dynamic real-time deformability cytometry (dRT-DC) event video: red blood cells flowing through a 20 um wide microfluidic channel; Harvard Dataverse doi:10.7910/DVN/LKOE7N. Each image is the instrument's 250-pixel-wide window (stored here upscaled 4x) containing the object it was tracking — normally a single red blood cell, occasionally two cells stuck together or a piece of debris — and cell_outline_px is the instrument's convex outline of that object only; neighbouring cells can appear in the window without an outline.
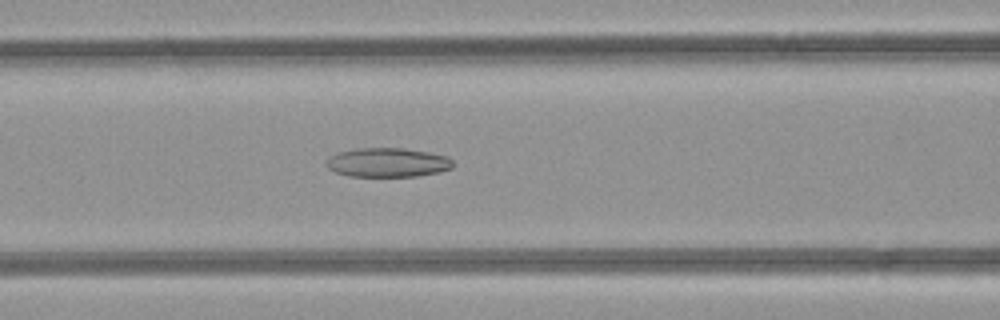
{"species": "common noctule bat (a hibernating species)", "species_latin": "Nyctalus noctula", "temperature_condition": "room temperature", "stored_images_in_passage": 50, "segment_of_instrument_passage": [1, 2], "camera_frame_rate_fps": 3000, "um_per_image_px": 0.085, "animal": {"sex": "female", "body_mass_g": 21.9}, "frame": {"image": 1, "passage_image": 21, "time_ms": 6.667, "image_size_px": [1000, 320], "cell_outline_px": [[452, 168], [440, 172], [416, 176], [348, 176], [336, 172], [328, 168], [328, 160], [332, 156], [340, 152], [356, 148], [404, 148], [428, 152], [448, 156], [452, 160]], "centroid_in_image_um": [33.0, 13.81], "position_along_channel_um": 133.6, "area_um2": 21.33}}
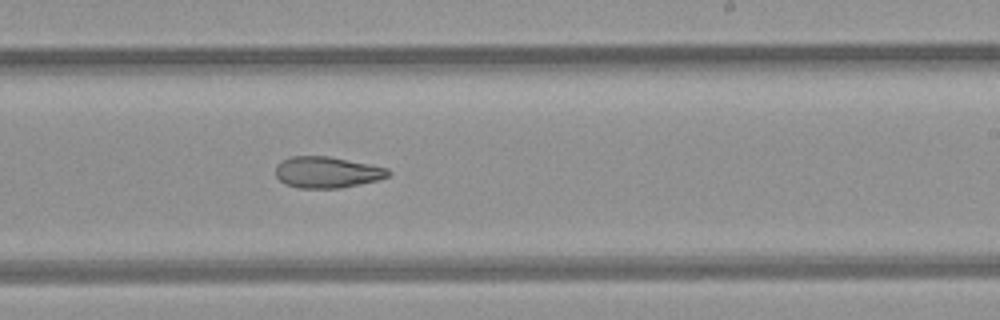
{"frame": {"image": 2, "passage_image": 30, "time_ms": 9.667, "image_size_px": [1000, 320], "cell_outline_px": [[392, 172], [388, 176], [376, 180], [340, 188], [300, 188], [284, 184], [276, 176], [276, 164], [280, 160], [292, 156], [328, 156], [388, 168]], "centroid_in_image_um": [27.75, 14.64], "position_along_channel_um": 261.2, "area_um2": 20.46}}
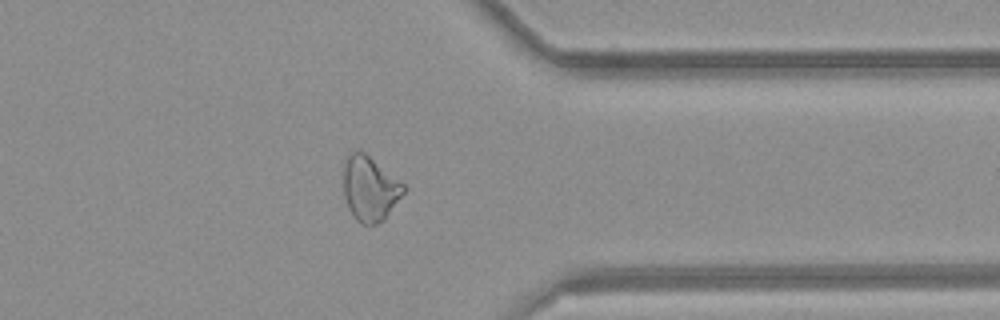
{"frame": {"image": 3, "passage_image": 39, "time_ms": 12.667, "image_size_px": [1000, 320], "cell_outline_px": [[404, 192], [384, 220], [376, 224], [360, 224], [356, 220], [348, 208], [344, 196], [344, 160], [352, 152], [364, 152], [404, 184]], "centroid_in_image_um": [31.42, 16.06], "position_along_channel_um": 380.0, "area_um2": 22.37}}